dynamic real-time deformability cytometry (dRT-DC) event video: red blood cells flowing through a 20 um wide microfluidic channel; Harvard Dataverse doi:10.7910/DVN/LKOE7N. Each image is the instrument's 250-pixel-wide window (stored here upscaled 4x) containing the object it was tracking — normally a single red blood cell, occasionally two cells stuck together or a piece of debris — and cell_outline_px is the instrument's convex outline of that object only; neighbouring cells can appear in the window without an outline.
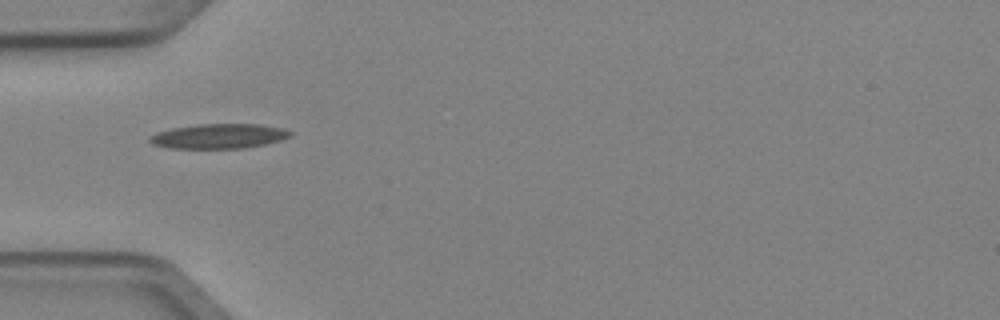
{"species": "Egyptian fruit bat (a non-hibernating species)", "species_latin": "Rousettus aegyptiacus", "temperature_condition": "cold", "stored_images_in_passage": 4, "camera_frame_rate_fps": 3000, "um_per_image_px": 0.085, "animal": {"sex": "female"}, "frame": {"image": 1, "passage_image": 1, "time_ms": 0.0, "image_size_px": [1000, 320], "cell_outline_px": [[292, 136], [280, 140], [264, 144], [244, 148], [168, 148], [152, 144], [148, 140], [148, 136], [156, 132], [172, 128], [200, 124], [260, 124], [284, 128], [292, 132]], "centroid_in_image_um": [18.59, 11.57], "position_along_channel_um": 66.4, "area_um2": 20.35}}
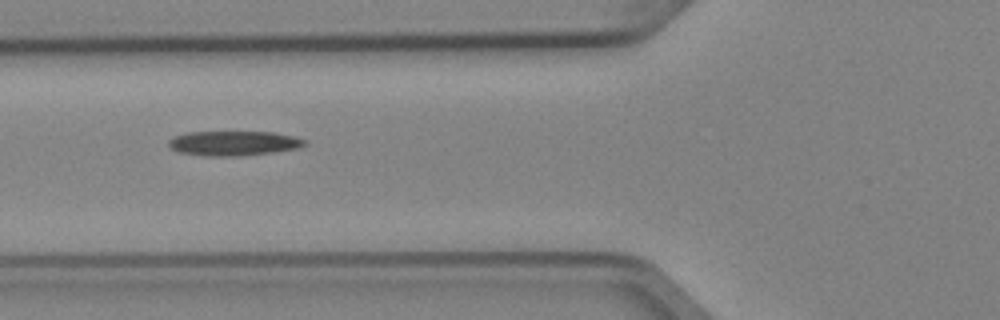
{"frame": {"image": 2, "passage_image": 2, "time_ms": 0.333, "image_size_px": [1000, 320], "cell_outline_px": [[308, 144], [296, 148], [272, 152], [240, 156], [204, 156], [176, 152], [168, 148], [168, 140], [176, 136], [188, 132], [272, 132], [296, 136], [304, 140]], "centroid_in_image_um": [19.81, 12.18], "position_along_channel_um": 106.0, "area_um2": 19.65}}